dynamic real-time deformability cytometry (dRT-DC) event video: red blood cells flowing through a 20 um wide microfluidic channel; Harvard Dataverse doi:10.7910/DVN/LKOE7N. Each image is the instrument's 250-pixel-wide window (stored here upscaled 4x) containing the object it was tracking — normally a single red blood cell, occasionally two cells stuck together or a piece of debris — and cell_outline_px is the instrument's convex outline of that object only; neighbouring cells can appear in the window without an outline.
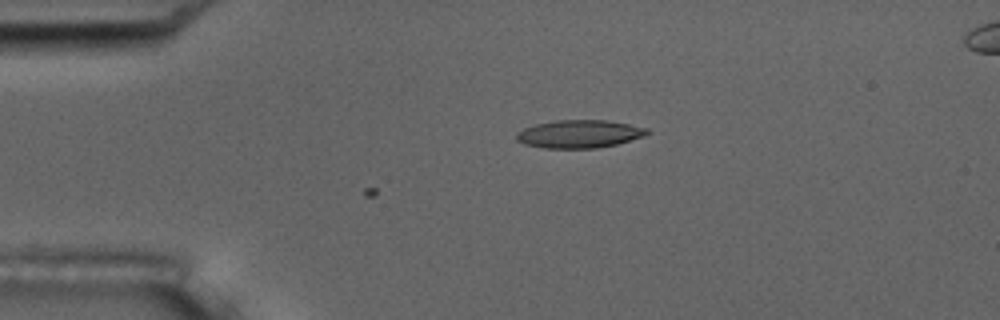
{"species": "common noctule bat (a hibernating species)", "species_latin": "Nyctalus noctula", "temperature_condition": "room temperature", "stored_images_in_passage": 4, "camera_frame_rate_fps": 3000, "um_per_image_px": 0.085, "animal": {"sex": "male", "body_mass_g": 17.5, "forearm_length_mm": 52.3}, "frame": {"image": 1, "passage_image": 4, "time_ms": 3.667, "image_size_px": [1000, 320], "cell_outline_px": [[652, 132], [644, 136], [616, 144], [596, 148], [544, 148], [524, 144], [516, 140], [516, 132], [524, 128], [536, 124], [556, 120], [608, 120], [648, 128]], "centroid_in_image_um": [49.24, 11.38], "position_along_channel_um": 35.8, "area_um2": 21.33}}